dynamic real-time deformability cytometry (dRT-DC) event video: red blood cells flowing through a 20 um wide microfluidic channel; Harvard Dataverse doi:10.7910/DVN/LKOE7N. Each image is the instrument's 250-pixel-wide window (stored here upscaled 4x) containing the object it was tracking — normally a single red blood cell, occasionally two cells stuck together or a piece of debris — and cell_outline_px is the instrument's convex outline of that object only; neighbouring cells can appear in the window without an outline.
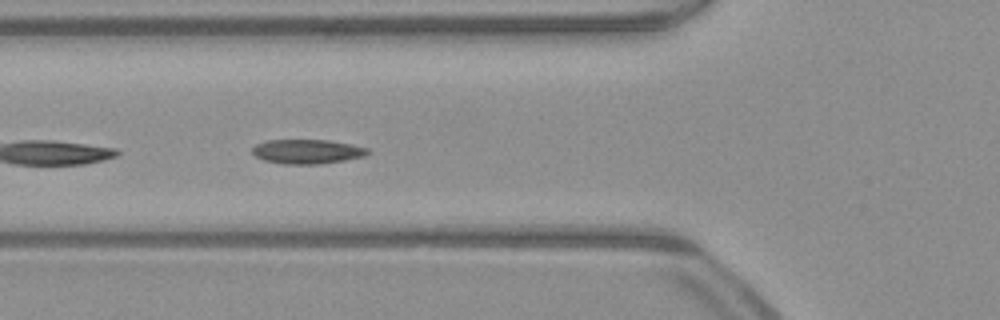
{"species": "common noctule bat (a hibernating species)", "species_latin": "Nyctalus noctula", "temperature_condition": "warm", "stored_images_in_passage": 20, "camera_frame_rate_fps": 3000, "um_per_image_px": 0.085, "animal": {"sex": "male", "body_mass_g": 23.1, "forearm_length_mm": 52.7}, "frame": {"image": 1, "passage_image": 4, "time_ms": 1.0, "image_size_px": [1000, 320], "cell_outline_px": [[368, 152], [364, 156], [344, 160], [320, 164], [284, 164], [264, 160], [256, 156], [252, 152], [252, 148], [256, 144], [264, 140], [328, 140], [352, 144], [368, 148]], "centroid_in_image_um": [26.09, 12.87], "position_along_channel_um": 99.7, "area_um2": 16.36}}